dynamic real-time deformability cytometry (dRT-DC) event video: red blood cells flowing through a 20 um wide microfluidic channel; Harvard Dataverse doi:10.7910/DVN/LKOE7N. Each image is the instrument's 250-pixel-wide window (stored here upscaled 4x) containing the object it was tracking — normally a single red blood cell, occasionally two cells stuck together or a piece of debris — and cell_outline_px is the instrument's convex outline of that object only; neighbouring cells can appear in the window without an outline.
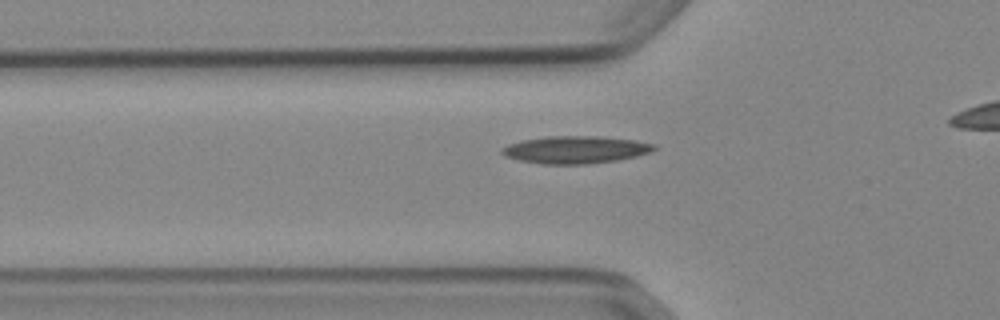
{"species": "Egyptian fruit bat (a non-hibernating species)", "species_latin": "Rousettus aegyptiacus", "temperature_condition": "cold", "stored_images_in_passage": 35, "camera_frame_rate_fps": 3000, "um_per_image_px": 0.085, "animal": {"sex": "female"}, "frame": {"image": 1, "passage_image": 7, "time_ms": 2.0, "image_size_px": [1000, 320], "cell_outline_px": [[656, 148], [652, 152], [636, 156], [616, 160], [584, 164], [544, 164], [520, 160], [504, 156], [500, 152], [500, 148], [508, 144], [520, 140], [548, 136], [596, 136], [636, 140], [656, 144]], "centroid_in_image_um": [48.9, 12.71], "position_along_channel_um": 76.9, "area_um2": 24.39}}
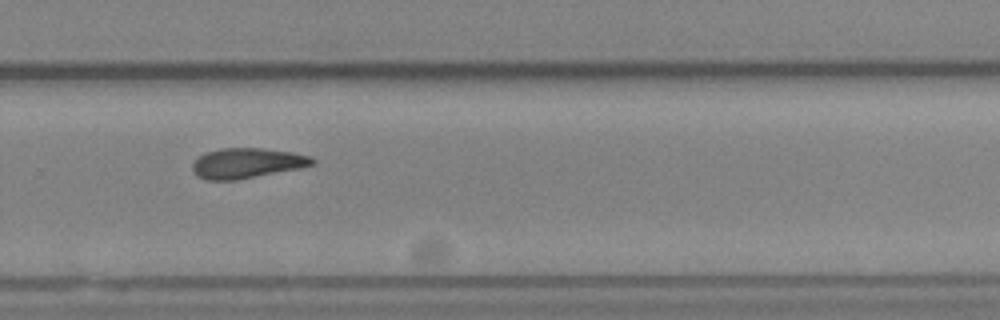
{"frame": {"image": 2, "passage_image": 25, "time_ms": 8.0, "image_size_px": [1000, 320], "cell_outline_px": [[316, 164], [300, 168], [236, 180], [208, 180], [196, 176], [192, 168], [192, 164], [200, 156], [208, 152], [220, 148], [264, 148], [292, 152], [308, 156], [316, 160]], "centroid_in_image_um": [21.0, 13.87], "position_along_channel_um": 308.8, "area_um2": 20.98}}
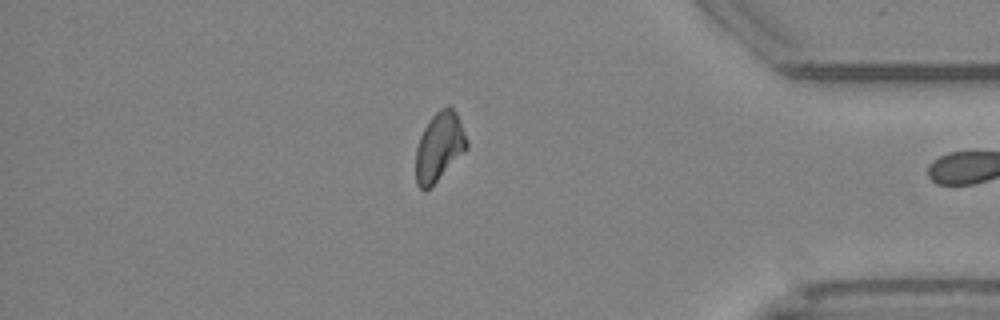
{"frame": {"image": 3, "passage_image": 34, "time_ms": 11.0, "image_size_px": [1000, 320], "cell_outline_px": [[468, 148], [424, 192], [416, 184], [416, 148], [420, 136], [428, 120], [440, 108], [448, 104], [456, 112], [468, 144]], "centroid_in_image_um": [37.31, 12.44], "position_along_channel_um": 397.9, "area_um2": 20.06}}